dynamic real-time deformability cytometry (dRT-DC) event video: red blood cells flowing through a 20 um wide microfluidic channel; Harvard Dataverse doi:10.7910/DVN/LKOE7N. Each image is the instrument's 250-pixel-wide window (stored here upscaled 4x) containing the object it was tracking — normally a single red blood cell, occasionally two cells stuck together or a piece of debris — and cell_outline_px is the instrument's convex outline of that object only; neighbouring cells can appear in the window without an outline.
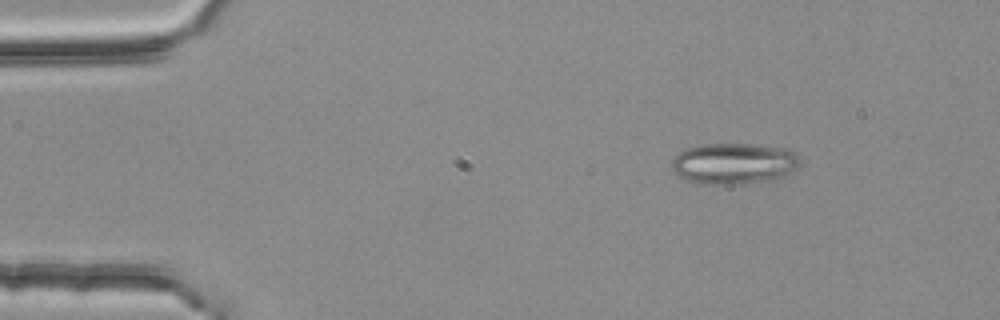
{"species": "common noctule bat (a hibernating species)", "species_latin": "Nyctalus noctula", "temperature_condition": "room temperature", "stored_images_in_passage": 3, "camera_frame_rate_fps": 3000, "um_per_image_px": 0.085, "animal": {"sex": "female", "body_mass_g": 25.1}, "frame": {"image": 1, "passage_image": 1, "time_ms": 0.0, "image_size_px": [1000, 320], "cell_outline_px": [[800, 160], [784, 176], [772, 180], [732, 184], [704, 184], [684, 180], [676, 176], [672, 168], [672, 160], [684, 148], [704, 144], [748, 144], [784, 148], [796, 152]], "centroid_in_image_um": [62.31, 13.9], "position_along_channel_um": 22.7, "area_um2": 30.52}}